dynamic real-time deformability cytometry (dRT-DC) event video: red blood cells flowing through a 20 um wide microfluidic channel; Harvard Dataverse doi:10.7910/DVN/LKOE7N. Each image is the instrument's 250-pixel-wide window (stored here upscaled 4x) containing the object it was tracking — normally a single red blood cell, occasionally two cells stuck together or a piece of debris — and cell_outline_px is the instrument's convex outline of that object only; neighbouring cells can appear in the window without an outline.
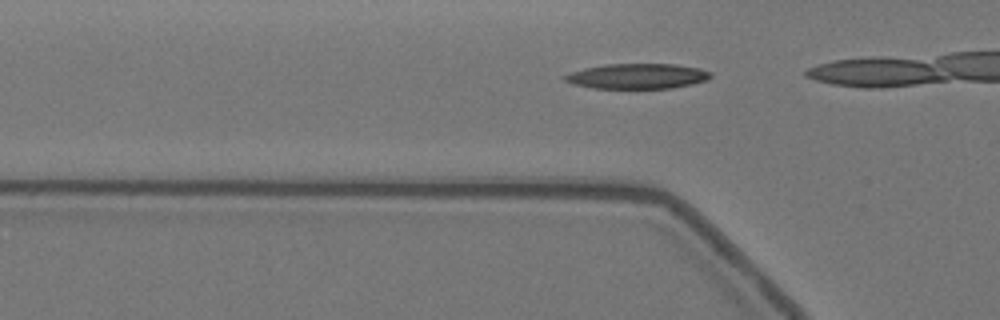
{"species": "Egyptian fruit bat (a non-hibernating species)", "species_latin": "Rousettus aegyptiacus", "temperature_condition": "warm", "stored_images_in_passage": 8, "camera_frame_rate_fps": 3000, "um_per_image_px": 0.085, "animal": {"sex": "female"}, "frame": {"image": 1, "passage_image": 5, "time_ms": 1.333, "image_size_px": [1000, 320], "cell_outline_px": [[712, 76], [704, 80], [692, 84], [672, 88], [592, 88], [572, 84], [564, 80], [560, 76], [584, 68], [604, 64], [676, 64], [700, 68], [712, 72]], "centroid_in_image_um": [54.15, 6.47], "position_along_channel_um": 71.7, "area_um2": 21.5}}